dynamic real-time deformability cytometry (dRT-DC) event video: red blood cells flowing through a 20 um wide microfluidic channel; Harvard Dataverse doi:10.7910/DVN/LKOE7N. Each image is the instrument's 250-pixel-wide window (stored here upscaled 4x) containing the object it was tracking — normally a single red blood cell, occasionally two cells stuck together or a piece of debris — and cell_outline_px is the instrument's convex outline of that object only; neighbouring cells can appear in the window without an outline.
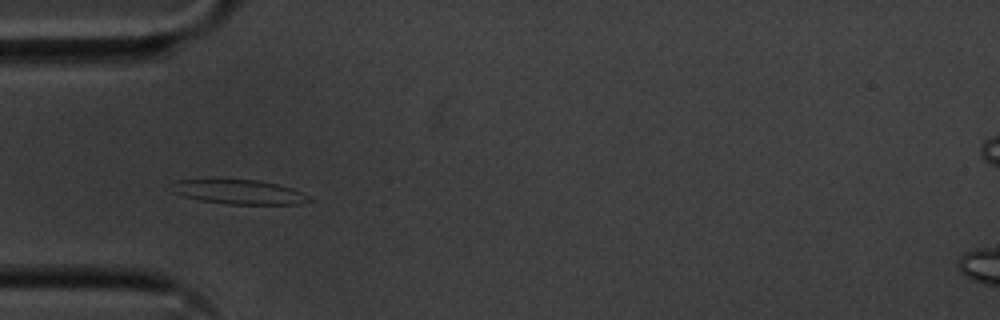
{"species": "common noctule bat (a hibernating species)", "species_latin": "Nyctalus noctula", "temperature_condition": "cold", "stored_images_in_passage": 54, "camera_frame_rate_fps": 3000, "um_per_image_px": 0.085, "animal": {"sex": "male", "body_mass_g": 20.1, "forearm_length_mm": 53.5}, "frame": {"image": 1, "passage_image": 15, "time_ms": 4.667, "image_size_px": [1000, 320], "cell_outline_px": [[312, 200], [296, 204], [228, 204], [200, 200], [184, 196], [172, 192], [168, 184], [176, 180], [256, 180], [276, 184], [292, 188], [304, 192], [312, 196]], "centroid_in_image_um": [20.31, 16.32], "position_along_channel_um": 64.7, "area_um2": 19.54}}
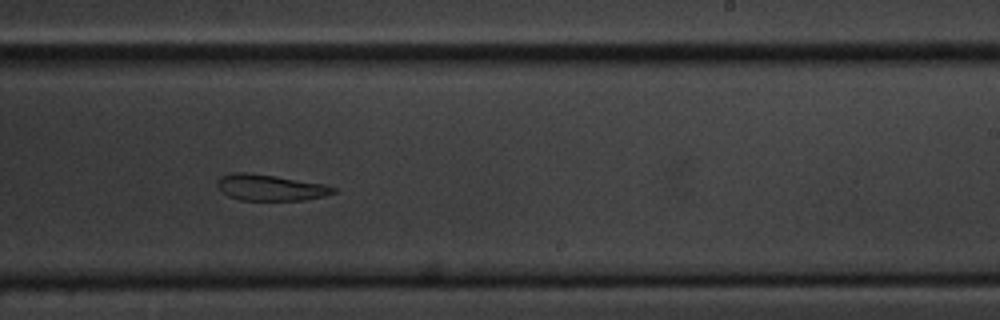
{"frame": {"image": 2, "passage_image": 32, "time_ms": 10.333, "image_size_px": [1000, 320], "cell_outline_px": [[336, 192], [324, 196], [304, 200], [240, 200], [228, 196], [220, 192], [216, 184], [220, 176], [232, 172], [244, 172], [276, 176], [324, 184], [336, 188]], "centroid_in_image_um": [22.93, 15.94], "position_along_channel_um": 266.1, "area_um2": 17.74}}
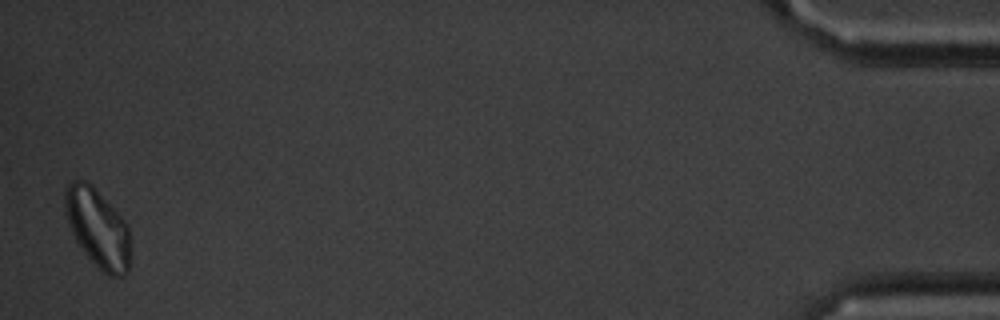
{"frame": {"image": 3, "passage_image": 53, "time_ms": 17.333, "image_size_px": [1000, 320], "cell_outline_px": [[128, 272], [124, 276], [112, 276], [104, 272], [80, 248], [68, 224], [64, 212], [64, 188], [72, 180], [84, 180], [92, 184], [124, 220], [128, 228]], "centroid_in_image_um": [8.25, 19.33], "position_along_channel_um": 427.0, "area_um2": 29.59}, "authors_computed_cell_mechanics": {"area_um2": 20.0855, "velocity_mm_per_s": 3.5602, "shape_relaxation_time_tau1_ms": 5.4452, "shape_relaxation_time_tau2_ms": 3.9283, "deformation_change_tau1": 0.1356, "deformation_change_tau2": 0.131}}